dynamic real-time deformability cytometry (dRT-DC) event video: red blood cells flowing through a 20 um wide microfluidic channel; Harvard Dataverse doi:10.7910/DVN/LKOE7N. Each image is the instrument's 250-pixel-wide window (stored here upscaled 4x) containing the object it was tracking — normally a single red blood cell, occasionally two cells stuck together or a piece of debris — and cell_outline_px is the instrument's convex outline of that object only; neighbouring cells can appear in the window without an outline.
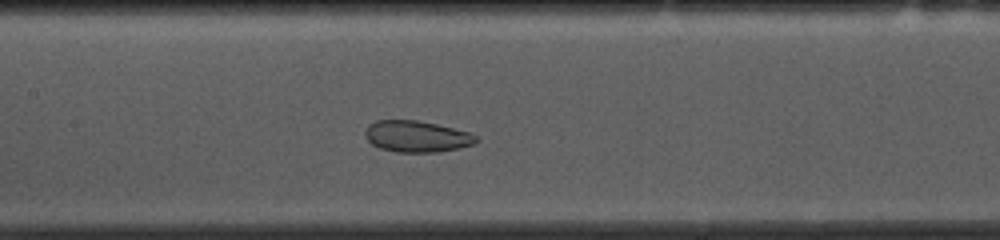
{"species": "common noctule bat (a hibernating species)", "species_latin": "Nyctalus noctula", "temperature_condition": "cold", "stored_images_in_passage": 34, "camera_frame_rate_fps": 3000, "um_per_image_px": 0.085, "animal": {"sex": "female", "body_mass_g": 10.0, "forearm_length_mm": 53.1}, "frame": {"image": 1, "passage_image": 13, "time_ms": 4.0, "image_size_px": [1000, 240], "cell_outline_px": [[480, 140], [472, 144], [460, 148], [436, 152], [396, 152], [380, 148], [372, 144], [364, 136], [364, 132], [368, 124], [376, 120], [416, 120], [436, 124], [468, 132], [480, 136]], "centroid_in_image_um": [35.41, 11.59], "position_along_channel_um": 172.0, "area_um2": 20.4}}
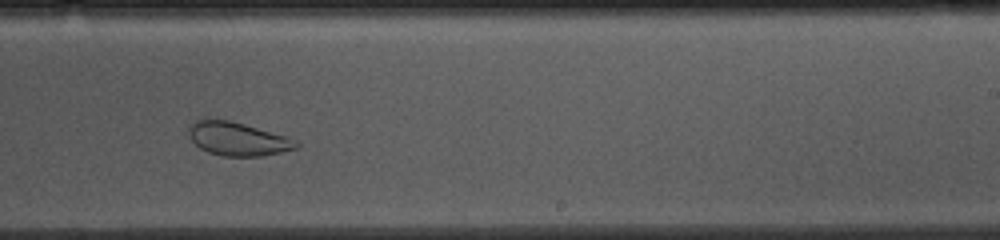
{"frame": {"image": 2, "passage_image": 21, "time_ms": 6.667, "image_size_px": [1000, 240], "cell_outline_px": [[300, 144], [296, 148], [280, 152], [260, 156], [224, 156], [208, 152], [200, 148], [192, 140], [188, 132], [188, 128], [196, 120], [204, 116], [208, 116], [228, 120], [244, 124], [288, 136], [296, 140]], "centroid_in_image_um": [20.17, 11.77], "position_along_channel_um": 268.8, "area_um2": 21.21}}
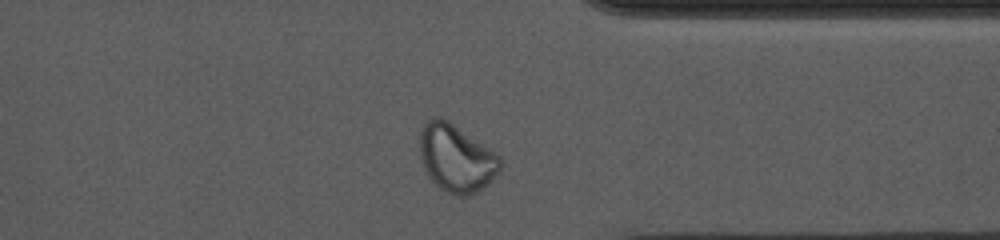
{"frame": {"image": 3, "passage_image": 30, "time_ms": 9.667, "image_size_px": [1000, 240], "cell_outline_px": [[500, 168], [488, 184], [484, 188], [476, 192], [464, 196], [460, 196], [448, 192], [440, 188], [428, 176], [424, 168], [420, 156], [420, 132], [424, 124], [432, 116], [440, 116], [448, 120], [496, 152], [500, 156]], "centroid_in_image_um": [38.77, 13.42], "position_along_channel_um": 372.6, "area_um2": 31.56}, "authors_computed_cell_mechanics": {"area_um2": 22.7443, "velocity_mm_per_s": 3.6445, "shape_relaxation_time_tau1_ms": null, "shape_relaxation_time_tau2_ms": 1.674, "deformation_change_tau1": null, "deformation_change_tau2": 0.0537}}